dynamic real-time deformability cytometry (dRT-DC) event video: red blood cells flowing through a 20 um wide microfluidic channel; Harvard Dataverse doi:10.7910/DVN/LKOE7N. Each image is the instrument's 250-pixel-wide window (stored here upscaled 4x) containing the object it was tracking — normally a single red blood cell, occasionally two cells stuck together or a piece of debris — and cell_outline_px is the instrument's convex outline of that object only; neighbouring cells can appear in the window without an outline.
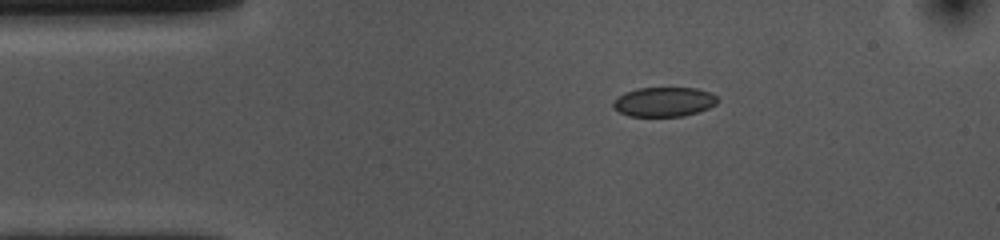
{"species": "common noctule bat (a hibernating species)", "species_latin": "Nyctalus noctula", "temperature_condition": "cold", "stored_images_in_passage": 10, "camera_frame_rate_fps": 3000, "um_per_image_px": 0.085, "animal": {"sex": "female", "body_mass_g": 10.0, "forearm_length_mm": 53.1}, "frame": {"image": 1, "passage_image": 10, "time_ms": 3.0, "image_size_px": [1000, 240], "cell_outline_px": [[720, 100], [716, 104], [708, 108], [684, 116], [628, 116], [612, 108], [612, 104], [624, 92], [640, 88], [696, 88], [712, 92]], "centroid_in_image_um": [56.46, 8.65], "position_along_channel_um": 28.5, "area_um2": 17.92}}